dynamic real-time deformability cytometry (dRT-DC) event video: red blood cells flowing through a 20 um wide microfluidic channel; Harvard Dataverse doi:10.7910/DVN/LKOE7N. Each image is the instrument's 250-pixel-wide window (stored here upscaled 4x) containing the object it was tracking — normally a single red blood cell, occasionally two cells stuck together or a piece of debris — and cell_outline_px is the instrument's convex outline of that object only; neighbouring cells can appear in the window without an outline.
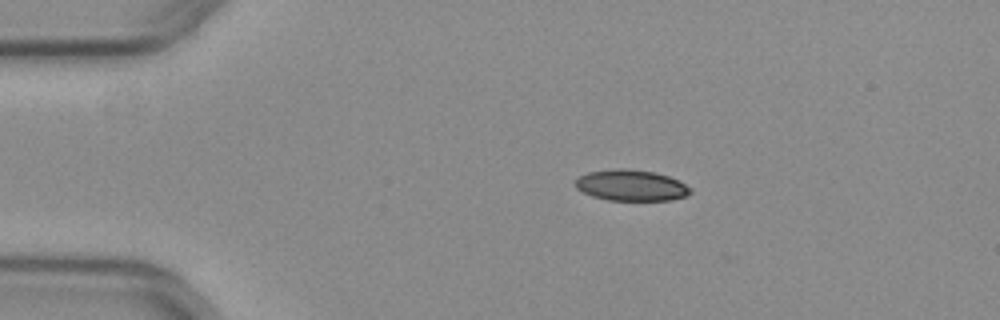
{"species": "common noctule bat (a hibernating species)", "species_latin": "Nyctalus noctula", "temperature_condition": "warm", "stored_images_in_passage": 43, "camera_frame_rate_fps": 3000, "um_per_image_px": 0.085, "animal": {"sex": "female", "body_mass_g": 29.2, "forearm_length_mm": 56.3}, "frame": {"image": 1, "passage_image": 1, "time_ms": 0.0, "image_size_px": [1000, 320], "cell_outline_px": [[692, 192], [688, 196], [672, 200], [608, 200], [592, 196], [576, 188], [576, 180], [580, 176], [588, 172], [616, 168], [628, 168], [656, 172], [680, 180], [692, 188]], "centroid_in_image_um": [53.71, 15.75], "position_along_channel_um": 31.3, "area_um2": 21.04}}
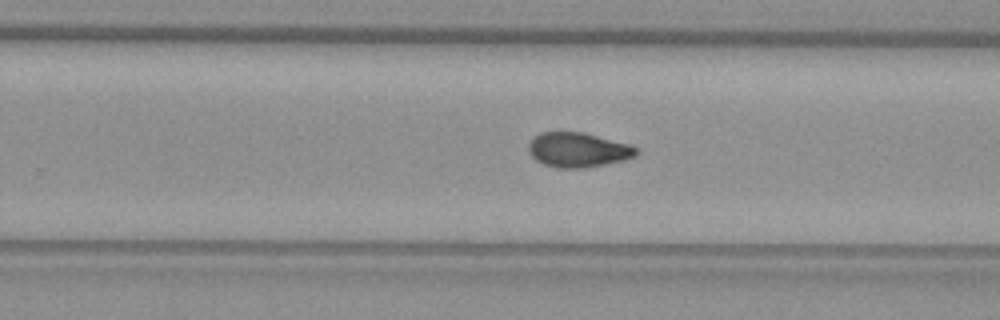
{"frame": {"image": 2, "passage_image": 24, "time_ms": 7.667, "image_size_px": [1000, 320], "cell_outline_px": [[640, 152], [636, 156], [624, 160], [584, 168], [560, 168], [544, 164], [536, 160], [528, 152], [528, 144], [540, 132], [584, 132], [628, 144], [636, 148]], "centroid_in_image_um": [49.13, 12.74], "position_along_channel_um": 280.7, "area_um2": 21.68}}
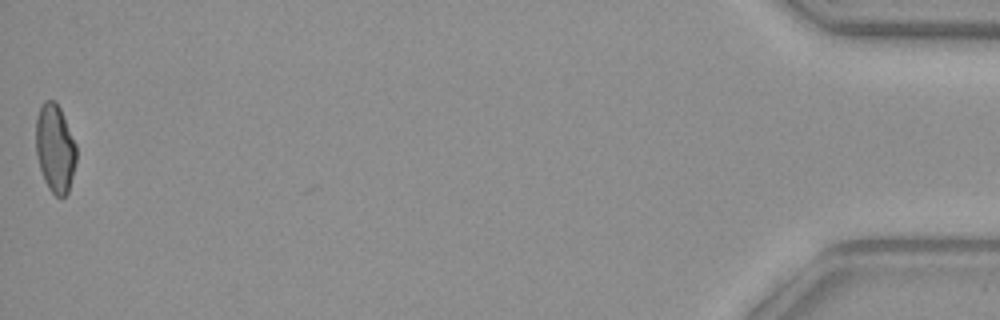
{"frame": {"image": 3, "passage_image": 43, "time_ms": 14.0, "image_size_px": [1000, 320], "cell_outline_px": [[76, 160], [68, 192], [64, 196], [56, 196], [48, 188], [44, 180], [40, 168], [36, 152], [36, 116], [40, 104], [44, 100], [56, 100], [60, 108], [76, 144]], "centroid_in_image_um": [4.66, 12.56], "position_along_channel_um": 430.5, "area_um2": 20.81}, "authors_computed_cell_mechanics": {"area_um2": 21.6172, "velocity_mm_per_s": 3.9728, "shape_relaxation_time_tau1_ms": null, "shape_relaxation_time_tau2_ms": 2.4493, "deformation_change_tau1": null, "deformation_change_tau2": 0.0723}}